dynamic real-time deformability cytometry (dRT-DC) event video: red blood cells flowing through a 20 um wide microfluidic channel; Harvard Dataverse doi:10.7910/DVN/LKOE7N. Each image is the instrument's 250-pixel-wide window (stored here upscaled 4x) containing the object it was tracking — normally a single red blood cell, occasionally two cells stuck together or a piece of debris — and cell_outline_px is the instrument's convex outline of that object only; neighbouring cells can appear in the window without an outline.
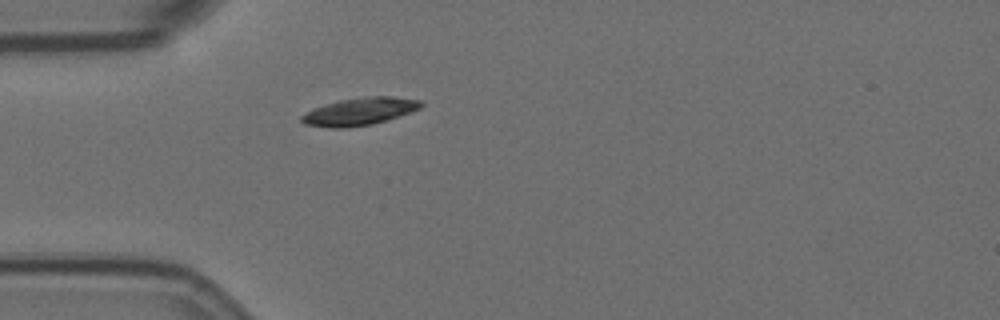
{"species": "Egyptian fruit bat (a non-hibernating species)", "species_latin": "Rousettus aegyptiacus", "temperature_condition": "room temperature", "stored_images_in_passage": 38, "camera_frame_rate_fps": 3000, "um_per_image_px": 0.085, "animal": {"sex": "female"}, "frame": {"image": 1, "passage_image": 1, "time_ms": 0.0, "image_size_px": [1000, 320], "cell_outline_px": [[424, 104], [420, 108], [412, 112], [372, 124], [344, 128], [332, 128], [304, 124], [300, 120], [300, 116], [312, 108], [324, 104], [340, 100], [364, 96], [392, 96], [424, 100]], "centroid_in_image_um": [30.58, 9.46], "position_along_channel_um": 54.4, "area_um2": 19.36}}
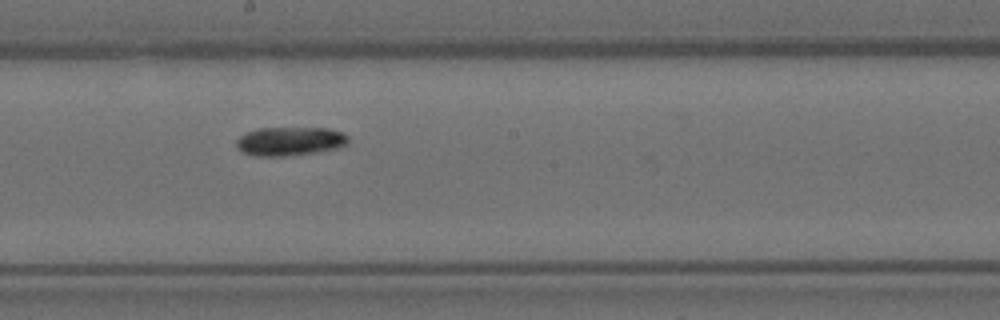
{"frame": {"image": 2, "passage_image": 16, "time_ms": 5.0, "image_size_px": [1000, 320], "cell_outline_px": [[348, 144], [336, 148], [316, 152], [284, 156], [256, 156], [244, 152], [236, 144], [236, 140], [240, 136], [248, 132], [260, 128], [328, 128], [344, 132], [348, 136]], "centroid_in_image_um": [24.69, 12.0], "position_along_channel_um": 223.5, "area_um2": 18.61}}
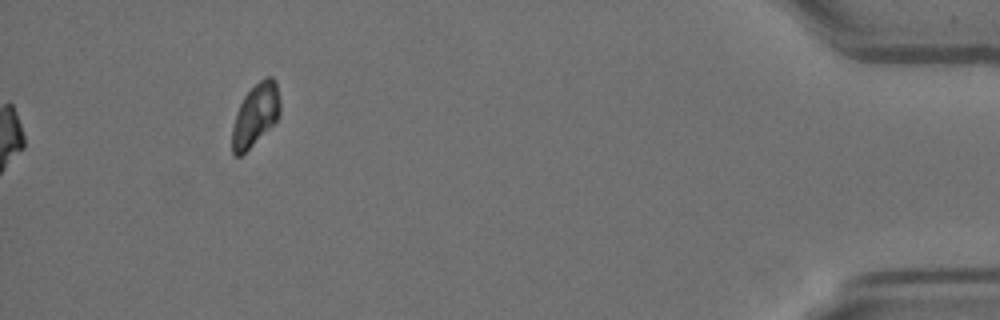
{"frame": {"image": 3, "passage_image": 38, "time_ms": 12.333, "image_size_px": [1000, 320], "cell_outline_px": [[280, 112], [276, 120], [240, 156], [232, 156], [232, 128], [240, 104], [244, 96], [260, 80], [268, 76], [272, 76], [276, 80], [280, 100]], "centroid_in_image_um": [21.72, 9.74], "position_along_channel_um": 413.5, "area_um2": 16.94}, "authors_computed_cell_mechanics": {"area_um2": 18.5827, "velocity_mm_per_s": 3.4934, "shape_relaxation_time_tau1_ms": 3.1615, "shape_relaxation_time_tau2_ms": null, "deformation_change_tau1": 0.101, "deformation_change_tau2": null}}